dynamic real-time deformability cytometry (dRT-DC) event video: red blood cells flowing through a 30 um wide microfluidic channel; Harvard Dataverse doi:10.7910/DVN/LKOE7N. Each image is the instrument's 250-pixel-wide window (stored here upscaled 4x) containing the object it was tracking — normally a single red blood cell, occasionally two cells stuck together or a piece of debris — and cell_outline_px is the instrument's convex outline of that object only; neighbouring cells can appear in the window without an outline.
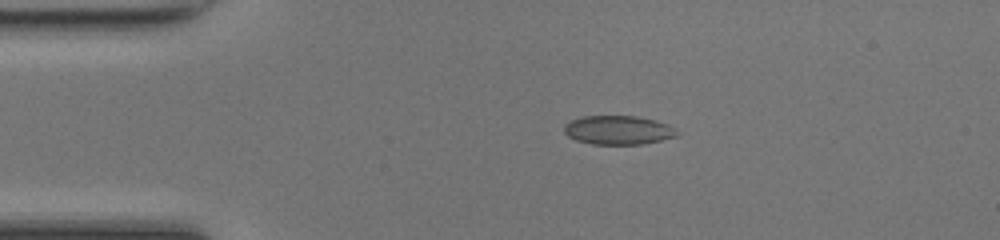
{"species": "common noctule bat (a hibernating species)", "species_latin": "Nyctalus noctula", "temperature_condition": "room temperature", "stored_images_in_passage": 39, "camera_frame_rate_fps": 3000, "um_per_image_px": 0.085, "animal": {"sex": "female", "body_mass_g": 17.0, "forearm_length_mm": 48.0}, "frame": {"image": 1, "passage_image": 1, "time_ms": 0.0, "image_size_px": [1000, 240], "cell_outline_px": [[680, 132], [676, 136], [644, 144], [592, 144], [576, 140], [568, 136], [564, 132], [564, 124], [572, 120], [584, 116], [636, 116], [656, 120], [668, 124]], "centroid_in_image_um": [52.56, 11.05], "position_along_channel_um": 32.4, "area_um2": 19.02}}
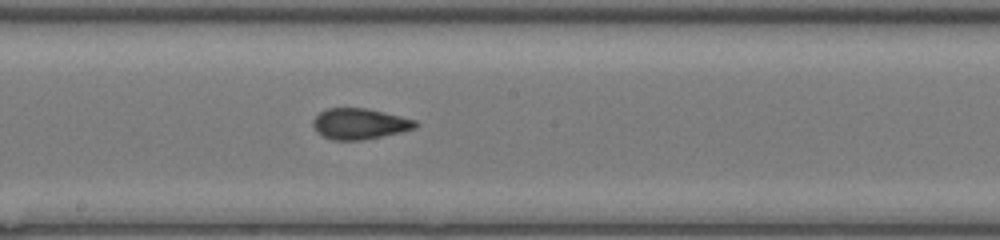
{"frame": {"image": 2, "passage_image": 17, "time_ms": 5.333, "image_size_px": [1000, 240], "cell_outline_px": [[420, 124], [416, 128], [400, 132], [360, 140], [332, 140], [316, 132], [312, 124], [312, 120], [320, 112], [328, 108], [364, 108], [416, 120]], "centroid_in_image_um": [30.54, 10.52], "position_along_channel_um": 217.7, "area_um2": 18.21}}
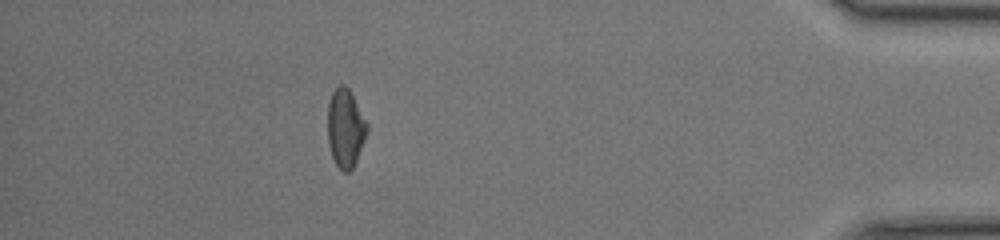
{"frame": {"image": 3, "passage_image": 34, "time_ms": 11.0, "image_size_px": [1000, 240], "cell_outline_px": [[368, 128], [364, 140], [356, 160], [352, 168], [348, 172], [344, 172], [336, 164], [332, 156], [328, 144], [328, 104], [332, 92], [340, 84], [344, 84], [348, 88], [368, 124]], "centroid_in_image_um": [29.35, 10.88], "position_along_channel_um": 405.9, "area_um2": 17.69}, "authors_computed_cell_mechanics": {"area_um2": 18.3804, "velocity_mm_per_s": 4.3019, "shape_relaxation_time_tau1_ms": null, "shape_relaxation_time_tau2_ms": 1.0054, "deformation_change_tau1": null, "deformation_change_tau2": 0.0599}}